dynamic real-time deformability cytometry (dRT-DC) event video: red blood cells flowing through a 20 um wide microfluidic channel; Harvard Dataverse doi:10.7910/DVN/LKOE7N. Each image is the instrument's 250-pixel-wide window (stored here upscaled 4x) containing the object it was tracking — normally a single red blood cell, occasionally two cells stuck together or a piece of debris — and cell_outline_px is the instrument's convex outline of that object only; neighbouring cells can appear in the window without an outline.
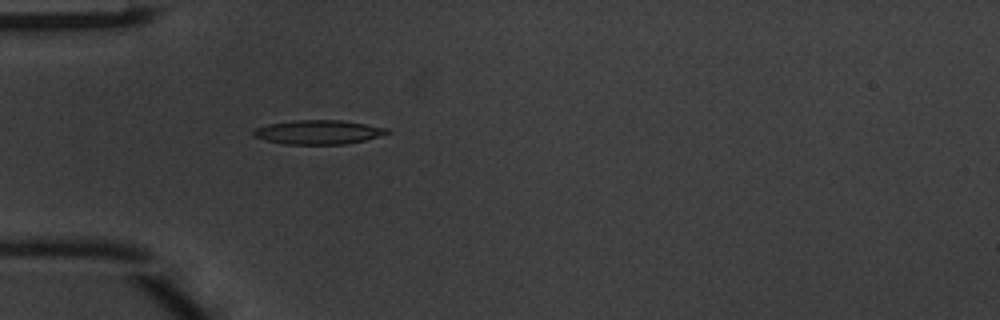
{"species": "common noctule bat (a hibernating species)", "species_latin": "Nyctalus noctula", "temperature_condition": "warm", "stored_images_in_passage": 35, "camera_frame_rate_fps": 3000, "um_per_image_px": 0.085, "animal": {"sex": "male", "body_mass_g": 20.1, "forearm_length_mm": 53.5}, "frame": {"image": 1, "passage_image": 1, "time_ms": 0.0, "image_size_px": [1000, 320], "cell_outline_px": [[392, 132], [364, 140], [344, 144], [284, 144], [264, 140], [252, 136], [252, 132], [256, 128], [268, 124], [296, 120], [340, 120], [388, 128]], "centroid_in_image_um": [27.02, 11.23], "position_along_channel_um": 58.0, "area_um2": 18.67}}
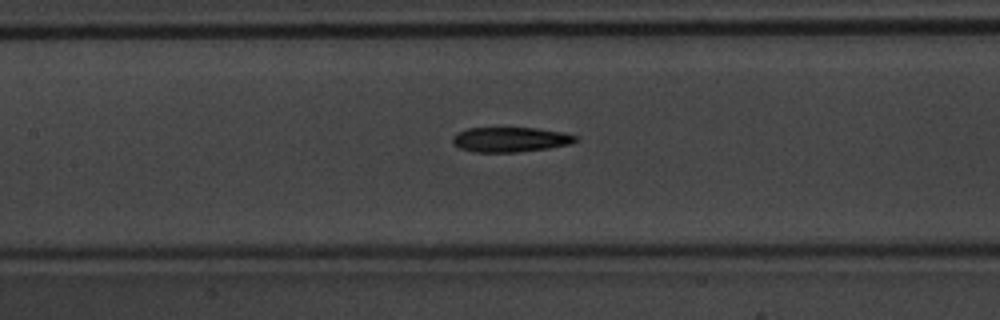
{"frame": {"image": 2, "passage_image": 9, "time_ms": 2.667, "image_size_px": [1000, 320], "cell_outline_px": [[580, 140], [572, 144], [548, 148], [516, 152], [472, 152], [460, 148], [452, 144], [452, 136], [456, 132], [468, 128], [536, 128], [564, 132], [580, 136]], "centroid_in_image_um": [43.41, 11.86], "position_along_channel_um": 164.0, "area_um2": 18.15}}
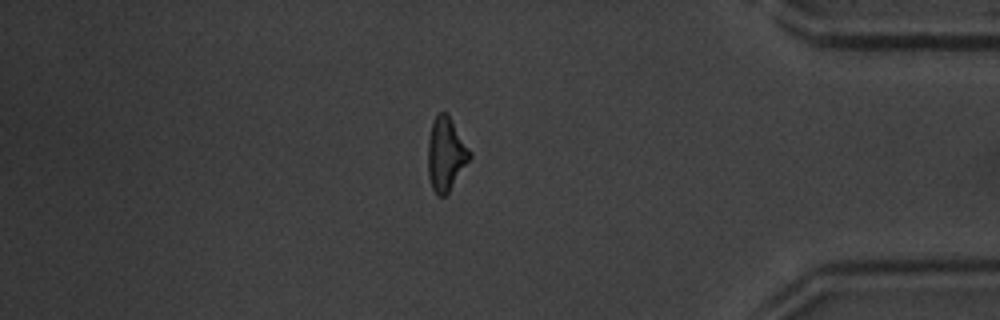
{"frame": {"image": 3, "passage_image": 28, "time_ms": 9.0, "image_size_px": [1000, 320], "cell_outline_px": [[472, 156], [448, 192], [444, 196], [436, 196], [432, 188], [428, 176], [428, 136], [432, 120], [440, 112], [444, 112], [448, 116], [472, 152]], "centroid_in_image_um": [37.88, 13.12], "position_along_channel_um": 397.3, "area_um2": 17.74}, "authors_computed_cell_mechanics": {"area_um2": 17.9758, "velocity_mm_per_s": 4.1434, "shape_relaxation_time_tau1_ms": 3.6065, "shape_relaxation_time_tau2_ms": 4.9353, "deformation_change_tau1": 0.1864, "deformation_change_tau2": 0.1831}}